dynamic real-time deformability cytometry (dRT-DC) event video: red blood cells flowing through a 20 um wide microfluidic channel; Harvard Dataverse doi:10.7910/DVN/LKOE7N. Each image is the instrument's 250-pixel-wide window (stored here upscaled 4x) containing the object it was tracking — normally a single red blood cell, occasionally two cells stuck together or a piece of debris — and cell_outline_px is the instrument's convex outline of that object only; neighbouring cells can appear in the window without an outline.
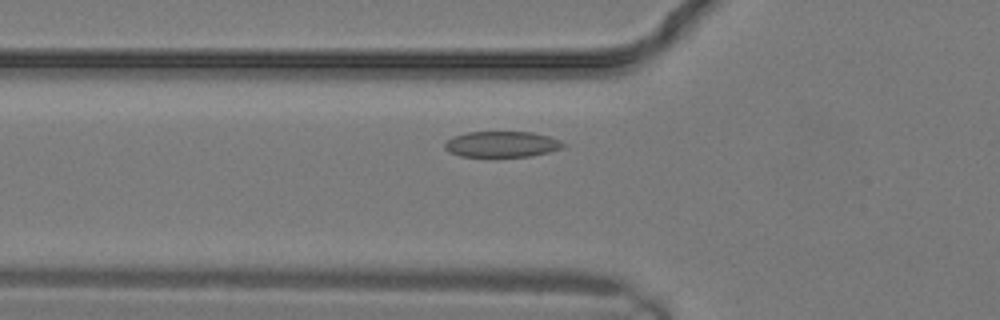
{"species": "common noctule bat (a hibernating species)", "species_latin": "Nyctalus noctula", "temperature_condition": "warm", "stored_images_in_passage": 9, "camera_frame_rate_fps": 3000, "um_per_image_px": 0.085, "animal": {"sex": "male", "body_mass_g": 19.2, "forearm_length_mm": 51.8}, "frame": {"image": 1, "passage_image": 2, "time_ms": 0.333, "image_size_px": [1000, 320], "cell_outline_px": [[568, 144], [564, 148], [532, 156], [460, 156], [444, 148], [444, 144], [452, 136], [468, 132], [532, 132], [548, 136], [560, 140]], "centroid_in_image_um": [42.7, 12.25], "position_along_channel_um": 83.1, "area_um2": 17.8}}
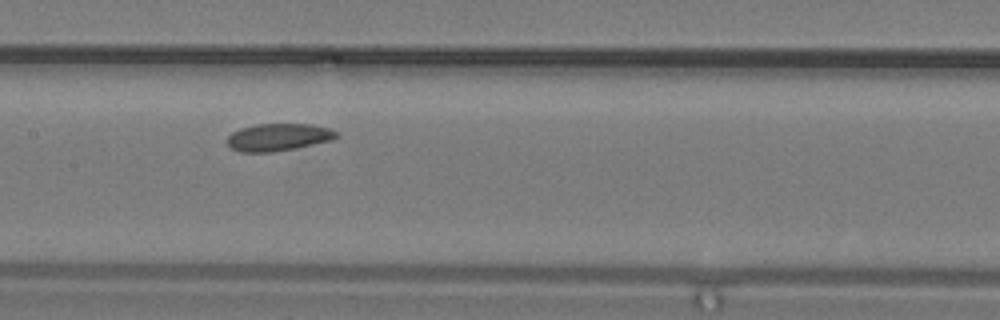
{"frame": {"image": 2, "passage_image": 6, "time_ms": 1.667, "image_size_px": [1000, 320], "cell_outline_px": [[340, 136], [332, 140], [272, 152], [240, 152], [232, 148], [228, 144], [228, 136], [232, 132], [240, 128], [256, 124], [312, 124], [328, 128], [336, 132]], "centroid_in_image_um": [23.65, 11.65], "position_along_channel_um": 183.8, "area_um2": 17.22}}
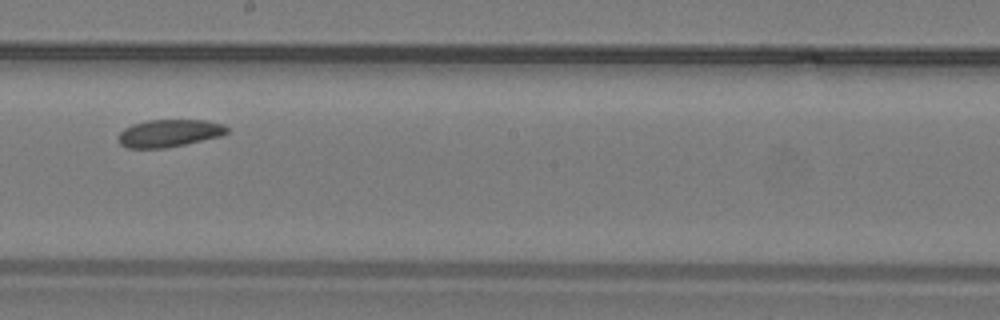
{"frame": {"image": 3, "passage_image": 8, "time_ms": 2.333, "image_size_px": [1000, 320], "cell_outline_px": [[228, 132], [220, 136], [184, 144], [164, 148], [124, 148], [120, 144], [120, 132], [124, 128], [132, 124], [148, 120], [204, 120], [224, 124], [228, 128]], "centroid_in_image_um": [14.37, 11.31], "position_along_channel_um": 233.8, "area_um2": 17.28}}